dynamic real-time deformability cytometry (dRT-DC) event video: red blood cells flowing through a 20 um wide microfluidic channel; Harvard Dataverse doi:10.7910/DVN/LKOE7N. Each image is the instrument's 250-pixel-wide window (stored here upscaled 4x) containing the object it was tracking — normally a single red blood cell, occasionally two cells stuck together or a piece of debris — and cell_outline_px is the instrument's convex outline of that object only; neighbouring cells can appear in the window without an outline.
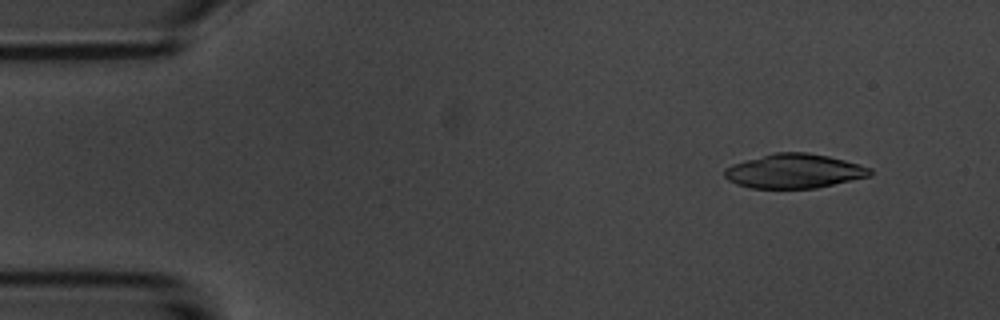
{"species": "common noctule bat (a hibernating species)", "species_latin": "Nyctalus noctula", "temperature_condition": "room temperature", "stored_images_in_passage": 5, "camera_frame_rate_fps": 3000, "um_per_image_px": 0.085, "animal": {"sex": "male", "body_mass_g": 20.1, "forearm_length_mm": 53.5}, "frame": {"image": 1, "passage_image": 2, "time_ms": 1.333, "image_size_px": [1000, 320], "cell_outline_px": [[872, 176], [816, 188], [752, 188], [736, 184], [728, 180], [724, 176], [724, 168], [732, 164], [776, 152], [808, 152], [828, 156], [844, 160], [872, 168]], "centroid_in_image_um": [67.52, 14.55], "position_along_channel_um": 17.5, "area_um2": 29.07}}